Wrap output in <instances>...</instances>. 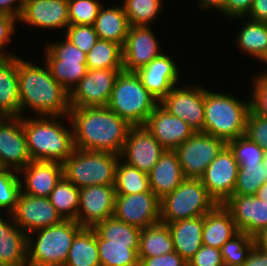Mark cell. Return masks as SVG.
<instances>
[{
  "label": "cell",
  "mask_w": 267,
  "mask_h": 266,
  "mask_svg": "<svg viewBox=\"0 0 267 266\" xmlns=\"http://www.w3.org/2000/svg\"><path fill=\"white\" fill-rule=\"evenodd\" d=\"M159 101L144 87L136 72L121 71L107 107L131 126H144Z\"/></svg>",
  "instance_id": "8992f818"
},
{
  "label": "cell",
  "mask_w": 267,
  "mask_h": 266,
  "mask_svg": "<svg viewBox=\"0 0 267 266\" xmlns=\"http://www.w3.org/2000/svg\"><path fill=\"white\" fill-rule=\"evenodd\" d=\"M255 196H257L264 203H267V181L260 186Z\"/></svg>",
  "instance_id": "680465c9"
},
{
  "label": "cell",
  "mask_w": 267,
  "mask_h": 266,
  "mask_svg": "<svg viewBox=\"0 0 267 266\" xmlns=\"http://www.w3.org/2000/svg\"><path fill=\"white\" fill-rule=\"evenodd\" d=\"M102 0H68L69 25H93Z\"/></svg>",
  "instance_id": "7bdbcfd3"
},
{
  "label": "cell",
  "mask_w": 267,
  "mask_h": 266,
  "mask_svg": "<svg viewBox=\"0 0 267 266\" xmlns=\"http://www.w3.org/2000/svg\"><path fill=\"white\" fill-rule=\"evenodd\" d=\"M234 21L245 20L242 28L234 38L237 48L261 64L267 60V23L247 19L246 17L232 18Z\"/></svg>",
  "instance_id": "4dcf8cb0"
},
{
  "label": "cell",
  "mask_w": 267,
  "mask_h": 266,
  "mask_svg": "<svg viewBox=\"0 0 267 266\" xmlns=\"http://www.w3.org/2000/svg\"><path fill=\"white\" fill-rule=\"evenodd\" d=\"M150 190L161 200L173 192L186 178L175 150L166 149L148 173Z\"/></svg>",
  "instance_id": "484cf974"
},
{
  "label": "cell",
  "mask_w": 267,
  "mask_h": 266,
  "mask_svg": "<svg viewBox=\"0 0 267 266\" xmlns=\"http://www.w3.org/2000/svg\"><path fill=\"white\" fill-rule=\"evenodd\" d=\"M139 260V266H188V263L176 251L160 256L139 257Z\"/></svg>",
  "instance_id": "f907efd6"
},
{
  "label": "cell",
  "mask_w": 267,
  "mask_h": 266,
  "mask_svg": "<svg viewBox=\"0 0 267 266\" xmlns=\"http://www.w3.org/2000/svg\"><path fill=\"white\" fill-rule=\"evenodd\" d=\"M166 149L144 126H132L120 153V159L149 173Z\"/></svg>",
  "instance_id": "e0dca14e"
},
{
  "label": "cell",
  "mask_w": 267,
  "mask_h": 266,
  "mask_svg": "<svg viewBox=\"0 0 267 266\" xmlns=\"http://www.w3.org/2000/svg\"><path fill=\"white\" fill-rule=\"evenodd\" d=\"M167 225L172 235L174 251L188 263L203 245L204 215Z\"/></svg>",
  "instance_id": "4316f807"
},
{
  "label": "cell",
  "mask_w": 267,
  "mask_h": 266,
  "mask_svg": "<svg viewBox=\"0 0 267 266\" xmlns=\"http://www.w3.org/2000/svg\"><path fill=\"white\" fill-rule=\"evenodd\" d=\"M64 40L48 42L44 45L43 62L48 66L53 78L68 92L86 75V53L81 51L65 36Z\"/></svg>",
  "instance_id": "9c48e42d"
},
{
  "label": "cell",
  "mask_w": 267,
  "mask_h": 266,
  "mask_svg": "<svg viewBox=\"0 0 267 266\" xmlns=\"http://www.w3.org/2000/svg\"><path fill=\"white\" fill-rule=\"evenodd\" d=\"M250 99L236 98L204 87V129L202 132L226 143L245 135Z\"/></svg>",
  "instance_id": "277c9868"
},
{
  "label": "cell",
  "mask_w": 267,
  "mask_h": 266,
  "mask_svg": "<svg viewBox=\"0 0 267 266\" xmlns=\"http://www.w3.org/2000/svg\"><path fill=\"white\" fill-rule=\"evenodd\" d=\"M254 245L263 250H267V225L262 227L253 235Z\"/></svg>",
  "instance_id": "6f0895ef"
},
{
  "label": "cell",
  "mask_w": 267,
  "mask_h": 266,
  "mask_svg": "<svg viewBox=\"0 0 267 266\" xmlns=\"http://www.w3.org/2000/svg\"><path fill=\"white\" fill-rule=\"evenodd\" d=\"M242 266H267V250L254 246Z\"/></svg>",
  "instance_id": "11a10c76"
},
{
  "label": "cell",
  "mask_w": 267,
  "mask_h": 266,
  "mask_svg": "<svg viewBox=\"0 0 267 266\" xmlns=\"http://www.w3.org/2000/svg\"><path fill=\"white\" fill-rule=\"evenodd\" d=\"M43 64L37 65L34 61L29 62L18 56L20 117L27 110L36 116H69V92L53 78L48 66Z\"/></svg>",
  "instance_id": "7a4b0ae2"
},
{
  "label": "cell",
  "mask_w": 267,
  "mask_h": 266,
  "mask_svg": "<svg viewBox=\"0 0 267 266\" xmlns=\"http://www.w3.org/2000/svg\"><path fill=\"white\" fill-rule=\"evenodd\" d=\"M88 69L123 68L122 46L105 39H98L86 55Z\"/></svg>",
  "instance_id": "8d00e7d4"
},
{
  "label": "cell",
  "mask_w": 267,
  "mask_h": 266,
  "mask_svg": "<svg viewBox=\"0 0 267 266\" xmlns=\"http://www.w3.org/2000/svg\"><path fill=\"white\" fill-rule=\"evenodd\" d=\"M106 6H101L93 27L99 39L112 41L123 47L130 28L123 5Z\"/></svg>",
  "instance_id": "f546056e"
},
{
  "label": "cell",
  "mask_w": 267,
  "mask_h": 266,
  "mask_svg": "<svg viewBox=\"0 0 267 266\" xmlns=\"http://www.w3.org/2000/svg\"><path fill=\"white\" fill-rule=\"evenodd\" d=\"M79 197L80 189L63 176L48 198L64 220H76Z\"/></svg>",
  "instance_id": "d590c367"
},
{
  "label": "cell",
  "mask_w": 267,
  "mask_h": 266,
  "mask_svg": "<svg viewBox=\"0 0 267 266\" xmlns=\"http://www.w3.org/2000/svg\"><path fill=\"white\" fill-rule=\"evenodd\" d=\"M115 198L114 185H93L81 188L76 221L82 227L93 228L98 222L113 217Z\"/></svg>",
  "instance_id": "d6986e66"
},
{
  "label": "cell",
  "mask_w": 267,
  "mask_h": 266,
  "mask_svg": "<svg viewBox=\"0 0 267 266\" xmlns=\"http://www.w3.org/2000/svg\"><path fill=\"white\" fill-rule=\"evenodd\" d=\"M259 71L251 79L250 109L267 118V74Z\"/></svg>",
  "instance_id": "bcb514c9"
},
{
  "label": "cell",
  "mask_w": 267,
  "mask_h": 266,
  "mask_svg": "<svg viewBox=\"0 0 267 266\" xmlns=\"http://www.w3.org/2000/svg\"><path fill=\"white\" fill-rule=\"evenodd\" d=\"M223 206L231 213L240 232L253 236L267 225V203L255 195L233 194Z\"/></svg>",
  "instance_id": "cb8c5ba5"
},
{
  "label": "cell",
  "mask_w": 267,
  "mask_h": 266,
  "mask_svg": "<svg viewBox=\"0 0 267 266\" xmlns=\"http://www.w3.org/2000/svg\"><path fill=\"white\" fill-rule=\"evenodd\" d=\"M227 145L225 141L204 133L195 132L175 151L186 179H201L208 165Z\"/></svg>",
  "instance_id": "30bf717a"
},
{
  "label": "cell",
  "mask_w": 267,
  "mask_h": 266,
  "mask_svg": "<svg viewBox=\"0 0 267 266\" xmlns=\"http://www.w3.org/2000/svg\"><path fill=\"white\" fill-rule=\"evenodd\" d=\"M245 136L267 151V118L254 113L251 109L246 122Z\"/></svg>",
  "instance_id": "7dc6e473"
},
{
  "label": "cell",
  "mask_w": 267,
  "mask_h": 266,
  "mask_svg": "<svg viewBox=\"0 0 267 266\" xmlns=\"http://www.w3.org/2000/svg\"><path fill=\"white\" fill-rule=\"evenodd\" d=\"M174 251L168 225L162 222L143 228L139 235V257H153Z\"/></svg>",
  "instance_id": "d6a6232c"
},
{
  "label": "cell",
  "mask_w": 267,
  "mask_h": 266,
  "mask_svg": "<svg viewBox=\"0 0 267 266\" xmlns=\"http://www.w3.org/2000/svg\"><path fill=\"white\" fill-rule=\"evenodd\" d=\"M19 23L45 30L67 29L68 0H24Z\"/></svg>",
  "instance_id": "ffe728a7"
},
{
  "label": "cell",
  "mask_w": 267,
  "mask_h": 266,
  "mask_svg": "<svg viewBox=\"0 0 267 266\" xmlns=\"http://www.w3.org/2000/svg\"><path fill=\"white\" fill-rule=\"evenodd\" d=\"M101 266H139V243H108L97 233Z\"/></svg>",
  "instance_id": "836d02e7"
},
{
  "label": "cell",
  "mask_w": 267,
  "mask_h": 266,
  "mask_svg": "<svg viewBox=\"0 0 267 266\" xmlns=\"http://www.w3.org/2000/svg\"><path fill=\"white\" fill-rule=\"evenodd\" d=\"M263 165H265V171H266V175H267V151L264 153V158H263Z\"/></svg>",
  "instance_id": "91938a15"
},
{
  "label": "cell",
  "mask_w": 267,
  "mask_h": 266,
  "mask_svg": "<svg viewBox=\"0 0 267 266\" xmlns=\"http://www.w3.org/2000/svg\"><path fill=\"white\" fill-rule=\"evenodd\" d=\"M247 19L267 23V0H253Z\"/></svg>",
  "instance_id": "f5cc1de1"
},
{
  "label": "cell",
  "mask_w": 267,
  "mask_h": 266,
  "mask_svg": "<svg viewBox=\"0 0 267 266\" xmlns=\"http://www.w3.org/2000/svg\"><path fill=\"white\" fill-rule=\"evenodd\" d=\"M113 216L140 229L149 227L160 222V199L151 190L116 195Z\"/></svg>",
  "instance_id": "5bb4252c"
},
{
  "label": "cell",
  "mask_w": 267,
  "mask_h": 266,
  "mask_svg": "<svg viewBox=\"0 0 267 266\" xmlns=\"http://www.w3.org/2000/svg\"><path fill=\"white\" fill-rule=\"evenodd\" d=\"M227 145L233 151L239 166L263 162L265 151L245 135L229 141Z\"/></svg>",
  "instance_id": "ee69618b"
},
{
  "label": "cell",
  "mask_w": 267,
  "mask_h": 266,
  "mask_svg": "<svg viewBox=\"0 0 267 266\" xmlns=\"http://www.w3.org/2000/svg\"><path fill=\"white\" fill-rule=\"evenodd\" d=\"M64 266H101L97 232L83 227L74 237Z\"/></svg>",
  "instance_id": "1f68e13d"
},
{
  "label": "cell",
  "mask_w": 267,
  "mask_h": 266,
  "mask_svg": "<svg viewBox=\"0 0 267 266\" xmlns=\"http://www.w3.org/2000/svg\"><path fill=\"white\" fill-rule=\"evenodd\" d=\"M123 68L88 69L70 90L71 108L107 106L116 78Z\"/></svg>",
  "instance_id": "8fae6325"
},
{
  "label": "cell",
  "mask_w": 267,
  "mask_h": 266,
  "mask_svg": "<svg viewBox=\"0 0 267 266\" xmlns=\"http://www.w3.org/2000/svg\"><path fill=\"white\" fill-rule=\"evenodd\" d=\"M266 64L263 70H260V72L267 74V60L263 63ZM266 68V69H265Z\"/></svg>",
  "instance_id": "94428289"
},
{
  "label": "cell",
  "mask_w": 267,
  "mask_h": 266,
  "mask_svg": "<svg viewBox=\"0 0 267 266\" xmlns=\"http://www.w3.org/2000/svg\"><path fill=\"white\" fill-rule=\"evenodd\" d=\"M20 191L18 172L0 167V212L14 211Z\"/></svg>",
  "instance_id": "b9f144b4"
},
{
  "label": "cell",
  "mask_w": 267,
  "mask_h": 266,
  "mask_svg": "<svg viewBox=\"0 0 267 266\" xmlns=\"http://www.w3.org/2000/svg\"><path fill=\"white\" fill-rule=\"evenodd\" d=\"M188 266H225L221 250L202 245L188 261Z\"/></svg>",
  "instance_id": "681fc988"
},
{
  "label": "cell",
  "mask_w": 267,
  "mask_h": 266,
  "mask_svg": "<svg viewBox=\"0 0 267 266\" xmlns=\"http://www.w3.org/2000/svg\"><path fill=\"white\" fill-rule=\"evenodd\" d=\"M18 174L22 193L48 198L63 177V164L55 161L32 160Z\"/></svg>",
  "instance_id": "603a6c76"
},
{
  "label": "cell",
  "mask_w": 267,
  "mask_h": 266,
  "mask_svg": "<svg viewBox=\"0 0 267 266\" xmlns=\"http://www.w3.org/2000/svg\"><path fill=\"white\" fill-rule=\"evenodd\" d=\"M144 127L168 150H175L195 133L187 122L172 115L160 104L150 114Z\"/></svg>",
  "instance_id": "7402d4cb"
},
{
  "label": "cell",
  "mask_w": 267,
  "mask_h": 266,
  "mask_svg": "<svg viewBox=\"0 0 267 266\" xmlns=\"http://www.w3.org/2000/svg\"><path fill=\"white\" fill-rule=\"evenodd\" d=\"M18 22V18L0 13V58L17 56L15 53L8 52L7 45L12 43V37L17 32L16 23L18 24Z\"/></svg>",
  "instance_id": "c3c4849f"
},
{
  "label": "cell",
  "mask_w": 267,
  "mask_h": 266,
  "mask_svg": "<svg viewBox=\"0 0 267 266\" xmlns=\"http://www.w3.org/2000/svg\"><path fill=\"white\" fill-rule=\"evenodd\" d=\"M253 0H223V17H245L252 7Z\"/></svg>",
  "instance_id": "816d5d0a"
},
{
  "label": "cell",
  "mask_w": 267,
  "mask_h": 266,
  "mask_svg": "<svg viewBox=\"0 0 267 266\" xmlns=\"http://www.w3.org/2000/svg\"><path fill=\"white\" fill-rule=\"evenodd\" d=\"M31 161L23 117H0V167L19 172Z\"/></svg>",
  "instance_id": "9a60e30c"
},
{
  "label": "cell",
  "mask_w": 267,
  "mask_h": 266,
  "mask_svg": "<svg viewBox=\"0 0 267 266\" xmlns=\"http://www.w3.org/2000/svg\"><path fill=\"white\" fill-rule=\"evenodd\" d=\"M197 2V7L203 9V11L217 9V12H220V15L223 16V0H197Z\"/></svg>",
  "instance_id": "9f6ffc18"
},
{
  "label": "cell",
  "mask_w": 267,
  "mask_h": 266,
  "mask_svg": "<svg viewBox=\"0 0 267 266\" xmlns=\"http://www.w3.org/2000/svg\"><path fill=\"white\" fill-rule=\"evenodd\" d=\"M74 146L120 155L132 126L107 106L71 108Z\"/></svg>",
  "instance_id": "6da1fadb"
},
{
  "label": "cell",
  "mask_w": 267,
  "mask_h": 266,
  "mask_svg": "<svg viewBox=\"0 0 267 266\" xmlns=\"http://www.w3.org/2000/svg\"><path fill=\"white\" fill-rule=\"evenodd\" d=\"M217 205L201 179H185L160 200V222L168 224L199 217L211 212Z\"/></svg>",
  "instance_id": "ba28073f"
},
{
  "label": "cell",
  "mask_w": 267,
  "mask_h": 266,
  "mask_svg": "<svg viewBox=\"0 0 267 266\" xmlns=\"http://www.w3.org/2000/svg\"><path fill=\"white\" fill-rule=\"evenodd\" d=\"M11 215L16 225L27 235L37 229L60 224L64 220L49 198L30 196L21 191Z\"/></svg>",
  "instance_id": "2e32d148"
},
{
  "label": "cell",
  "mask_w": 267,
  "mask_h": 266,
  "mask_svg": "<svg viewBox=\"0 0 267 266\" xmlns=\"http://www.w3.org/2000/svg\"><path fill=\"white\" fill-rule=\"evenodd\" d=\"M238 169V162L228 145L206 168L201 181L217 204L223 205L233 195Z\"/></svg>",
  "instance_id": "4fadbf2b"
},
{
  "label": "cell",
  "mask_w": 267,
  "mask_h": 266,
  "mask_svg": "<svg viewBox=\"0 0 267 266\" xmlns=\"http://www.w3.org/2000/svg\"><path fill=\"white\" fill-rule=\"evenodd\" d=\"M192 82L175 85L159 102L172 115L187 122L195 132L204 129V87Z\"/></svg>",
  "instance_id": "7c38bea8"
},
{
  "label": "cell",
  "mask_w": 267,
  "mask_h": 266,
  "mask_svg": "<svg viewBox=\"0 0 267 266\" xmlns=\"http://www.w3.org/2000/svg\"><path fill=\"white\" fill-rule=\"evenodd\" d=\"M63 32L70 42L86 54L99 39L93 25H69Z\"/></svg>",
  "instance_id": "f6af8a7d"
},
{
  "label": "cell",
  "mask_w": 267,
  "mask_h": 266,
  "mask_svg": "<svg viewBox=\"0 0 267 266\" xmlns=\"http://www.w3.org/2000/svg\"><path fill=\"white\" fill-rule=\"evenodd\" d=\"M118 154L74 149L62 163L63 176L81 189L93 185H114Z\"/></svg>",
  "instance_id": "52a82bcc"
},
{
  "label": "cell",
  "mask_w": 267,
  "mask_h": 266,
  "mask_svg": "<svg viewBox=\"0 0 267 266\" xmlns=\"http://www.w3.org/2000/svg\"><path fill=\"white\" fill-rule=\"evenodd\" d=\"M254 246L253 236L239 231L220 249L225 266H242Z\"/></svg>",
  "instance_id": "60d3db41"
},
{
  "label": "cell",
  "mask_w": 267,
  "mask_h": 266,
  "mask_svg": "<svg viewBox=\"0 0 267 266\" xmlns=\"http://www.w3.org/2000/svg\"><path fill=\"white\" fill-rule=\"evenodd\" d=\"M93 229L108 243H139L141 229L114 216L98 222Z\"/></svg>",
  "instance_id": "f35d334b"
},
{
  "label": "cell",
  "mask_w": 267,
  "mask_h": 266,
  "mask_svg": "<svg viewBox=\"0 0 267 266\" xmlns=\"http://www.w3.org/2000/svg\"><path fill=\"white\" fill-rule=\"evenodd\" d=\"M24 0H0V13L20 18Z\"/></svg>",
  "instance_id": "db71d44e"
},
{
  "label": "cell",
  "mask_w": 267,
  "mask_h": 266,
  "mask_svg": "<svg viewBox=\"0 0 267 266\" xmlns=\"http://www.w3.org/2000/svg\"><path fill=\"white\" fill-rule=\"evenodd\" d=\"M114 189L116 195L149 192L148 174L119 159L115 169Z\"/></svg>",
  "instance_id": "e575fe53"
},
{
  "label": "cell",
  "mask_w": 267,
  "mask_h": 266,
  "mask_svg": "<svg viewBox=\"0 0 267 266\" xmlns=\"http://www.w3.org/2000/svg\"><path fill=\"white\" fill-rule=\"evenodd\" d=\"M150 26H130L123 51V71L137 72L164 51Z\"/></svg>",
  "instance_id": "ac0fdd59"
},
{
  "label": "cell",
  "mask_w": 267,
  "mask_h": 266,
  "mask_svg": "<svg viewBox=\"0 0 267 266\" xmlns=\"http://www.w3.org/2000/svg\"><path fill=\"white\" fill-rule=\"evenodd\" d=\"M165 53L166 51L136 72L144 87L159 102L175 85L180 84L181 79L179 65L169 54Z\"/></svg>",
  "instance_id": "44dd1931"
},
{
  "label": "cell",
  "mask_w": 267,
  "mask_h": 266,
  "mask_svg": "<svg viewBox=\"0 0 267 266\" xmlns=\"http://www.w3.org/2000/svg\"><path fill=\"white\" fill-rule=\"evenodd\" d=\"M3 217L1 212L0 262L3 266H27V234L16 225L11 214Z\"/></svg>",
  "instance_id": "d4e9b609"
},
{
  "label": "cell",
  "mask_w": 267,
  "mask_h": 266,
  "mask_svg": "<svg viewBox=\"0 0 267 266\" xmlns=\"http://www.w3.org/2000/svg\"><path fill=\"white\" fill-rule=\"evenodd\" d=\"M82 228L76 220H63L29 233L27 266H64L73 239Z\"/></svg>",
  "instance_id": "5b68a950"
},
{
  "label": "cell",
  "mask_w": 267,
  "mask_h": 266,
  "mask_svg": "<svg viewBox=\"0 0 267 266\" xmlns=\"http://www.w3.org/2000/svg\"><path fill=\"white\" fill-rule=\"evenodd\" d=\"M163 0L121 1L130 26H150L158 19L163 9Z\"/></svg>",
  "instance_id": "74e56055"
},
{
  "label": "cell",
  "mask_w": 267,
  "mask_h": 266,
  "mask_svg": "<svg viewBox=\"0 0 267 266\" xmlns=\"http://www.w3.org/2000/svg\"><path fill=\"white\" fill-rule=\"evenodd\" d=\"M0 117H20L18 56L0 58Z\"/></svg>",
  "instance_id": "83f0119b"
},
{
  "label": "cell",
  "mask_w": 267,
  "mask_h": 266,
  "mask_svg": "<svg viewBox=\"0 0 267 266\" xmlns=\"http://www.w3.org/2000/svg\"><path fill=\"white\" fill-rule=\"evenodd\" d=\"M267 181L265 165L241 164L238 169V175L233 194L238 195H256L260 186Z\"/></svg>",
  "instance_id": "ab89813d"
},
{
  "label": "cell",
  "mask_w": 267,
  "mask_h": 266,
  "mask_svg": "<svg viewBox=\"0 0 267 266\" xmlns=\"http://www.w3.org/2000/svg\"><path fill=\"white\" fill-rule=\"evenodd\" d=\"M238 232L231 213L222 204L204 215L203 245L221 249Z\"/></svg>",
  "instance_id": "f1b7e54d"
},
{
  "label": "cell",
  "mask_w": 267,
  "mask_h": 266,
  "mask_svg": "<svg viewBox=\"0 0 267 266\" xmlns=\"http://www.w3.org/2000/svg\"><path fill=\"white\" fill-rule=\"evenodd\" d=\"M63 118L70 122V128L61 121ZM23 130L31 160L63 163L75 149L69 116H23Z\"/></svg>",
  "instance_id": "3957f363"
}]
</instances>
